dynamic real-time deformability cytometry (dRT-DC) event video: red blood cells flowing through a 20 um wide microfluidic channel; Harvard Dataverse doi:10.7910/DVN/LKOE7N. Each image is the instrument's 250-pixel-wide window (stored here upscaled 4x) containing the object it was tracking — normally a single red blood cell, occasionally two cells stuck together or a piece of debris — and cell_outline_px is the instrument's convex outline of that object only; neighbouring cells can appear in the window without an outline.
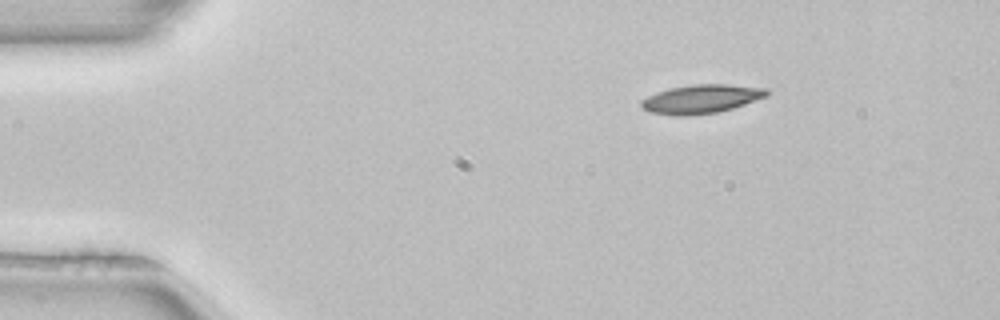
{"species": "common noctule bat (a hibernating species)", "species_latin": "Nyctalus noctula", "temperature_condition": "room temperature", "stored_images_in_passage": 3, "camera_frame_rate_fps": 3000, "um_per_image_px": 0.085, "animal": {"sex": "female", "body_mass_g": 22.7, "forearm_length_mm": 54.2}, "frame": {"image": 1, "passage_image": 1, "time_ms": 0.0, "image_size_px": [1000, 320], "cell_outline_px": [[768, 96], [732, 108], [716, 112], [688, 116], [684, 116], [648, 112], [640, 104], [640, 100], [656, 92], [668, 88], [692, 84], [728, 84], [768, 88]], "centroid_in_image_um": [59.6, 8.4], "position_along_channel_um": 25.4, "area_um2": 21.04}}
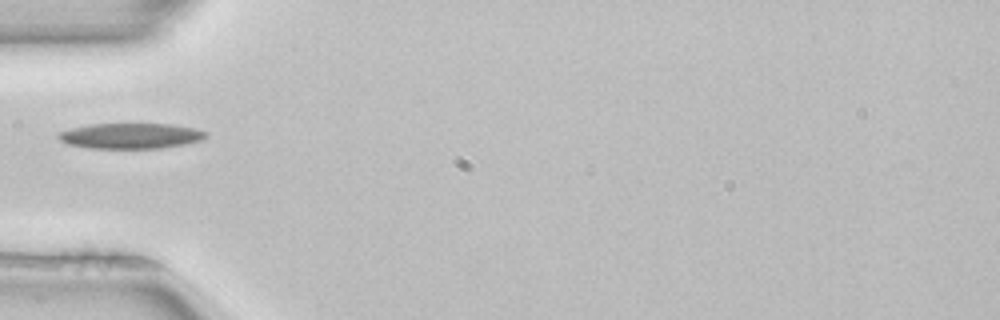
{"frame": {"image": 2, "passage_image": 3, "time_ms": 0.667, "image_size_px": [1000, 320], "cell_outline_px": [[208, 136], [200, 140], [184, 144], [160, 148], [88, 148], [68, 144], [60, 140], [56, 136], [60, 132], [72, 128], [88, 124], [172, 124], [192, 128], [208, 132]], "centroid_in_image_um": [11.1, 11.55], "position_along_channel_um": 73.9, "area_um2": 21.79}}